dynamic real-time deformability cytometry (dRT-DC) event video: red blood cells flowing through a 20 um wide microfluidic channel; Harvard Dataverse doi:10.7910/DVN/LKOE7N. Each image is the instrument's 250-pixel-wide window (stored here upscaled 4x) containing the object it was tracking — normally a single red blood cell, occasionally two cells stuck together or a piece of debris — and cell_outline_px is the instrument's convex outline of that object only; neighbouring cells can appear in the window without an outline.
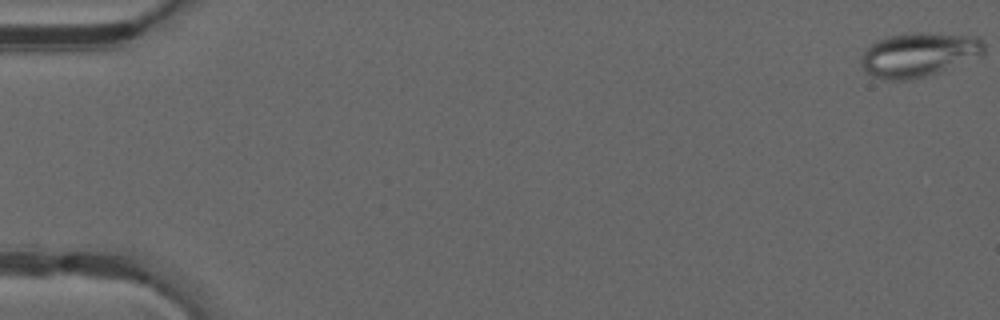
{"species": "common noctule bat (a hibernating species)", "species_latin": "Nyctalus noctula", "temperature_condition": "warm", "stored_images_in_passage": 50, "camera_frame_rate_fps": 3000, "um_per_image_px": 0.085, "animal": {"sex": "male", "forearm_length_mm": 52.5}, "frame": {"image": 1, "passage_image": 1, "time_ms": 0.0, "image_size_px": [1000, 320], "cell_outline_px": [[984, 56], [940, 72], [912, 80], [884, 80], [872, 76], [864, 72], [860, 60], [860, 56], [876, 40], [888, 36], [912, 32], [924, 32], [976, 36], [984, 44]], "centroid_in_image_um": [78.11, 4.65], "position_along_channel_um": 6.9, "area_um2": 32.25}}
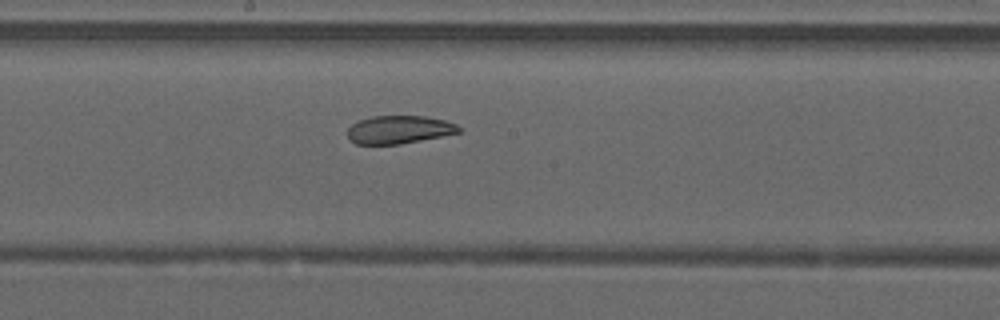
{"frame": {"image": 2, "passage_image": 28, "time_ms": 9.0, "image_size_px": [1000, 320], "cell_outline_px": [[460, 132], [400, 144], [356, 144], [348, 140], [348, 128], [352, 124], [360, 120], [372, 116], [424, 116], [444, 120], [456, 124], [460, 128]], "centroid_in_image_um": [33.88, 11.02], "position_along_channel_um": 214.3, "area_um2": 18.03}}
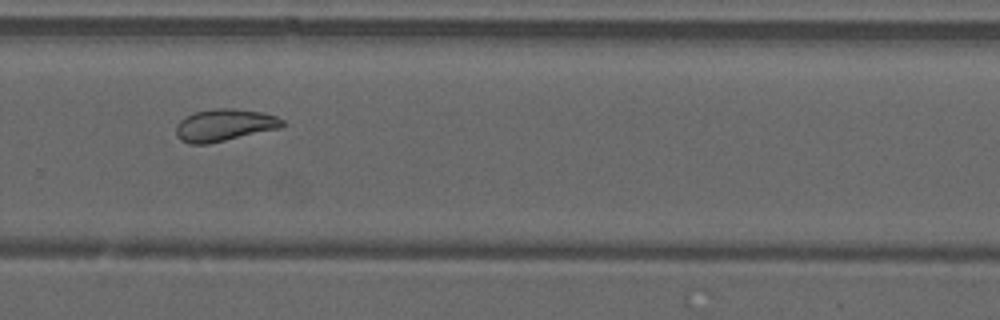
{"frame": {"image": 3, "passage_image": 35, "time_ms": 11.333, "image_size_px": [1000, 320], "cell_outline_px": [[284, 124], [280, 128], [208, 144], [188, 144], [180, 140], [176, 136], [176, 124], [184, 116], [196, 112], [216, 108], [232, 108], [260, 112], [276, 116], [284, 120]], "centroid_in_image_um": [19.03, 10.64], "position_along_channel_um": 310.8, "area_um2": 19.94}, "authors_computed_cell_mechanics": {"area_um2": 23.0622, "velocity_mm_per_s": 4.1489, "shape_relaxation_time_tau1_ms": null, "shape_relaxation_time_tau2_ms": 2.3963, "deformation_change_tau1": null, "deformation_change_tau2": 0.0885}}